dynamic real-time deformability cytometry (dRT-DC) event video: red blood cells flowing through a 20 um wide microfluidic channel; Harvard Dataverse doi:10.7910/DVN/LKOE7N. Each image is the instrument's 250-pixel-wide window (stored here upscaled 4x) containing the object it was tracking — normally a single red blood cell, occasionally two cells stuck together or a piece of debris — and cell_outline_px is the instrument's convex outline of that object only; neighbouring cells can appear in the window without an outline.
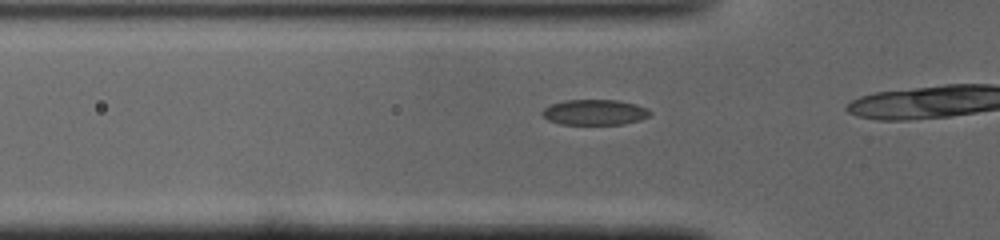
{"species": "common noctule bat (a hibernating species)", "species_latin": "Nyctalus noctula", "temperature_condition": "cold", "stored_images_in_passage": 8, "camera_frame_rate_fps": 3000, "um_per_image_px": 0.085, "animal": {"sex": "male", "body_mass_g": 19.0, "forearm_length_mm": 50.8}, "frame": {"image": 1, "passage_image": 3, "time_ms": 0.667, "image_size_px": [1000, 240], "cell_outline_px": [[652, 112], [648, 116], [640, 120], [624, 124], [560, 124], [548, 120], [540, 112], [544, 108], [552, 104], [564, 100], [616, 100], [636, 104], [648, 108]], "centroid_in_image_um": [50.56, 9.54], "position_along_channel_um": 75.2, "area_um2": 16.01}}
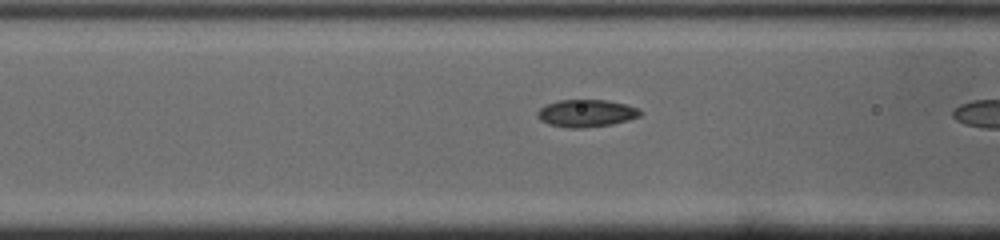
{"frame": {"image": 2, "passage_image": 6, "time_ms": 1.667, "image_size_px": [1000, 240], "cell_outline_px": [[644, 112], [640, 116], [628, 120], [612, 124], [584, 128], [568, 128], [548, 124], [540, 120], [536, 116], [536, 112], [544, 104], [560, 100], [608, 100], [624, 104], [636, 108]], "centroid_in_image_um": [49.8, 9.63], "position_along_channel_um": 116.8, "area_um2": 16.53}}